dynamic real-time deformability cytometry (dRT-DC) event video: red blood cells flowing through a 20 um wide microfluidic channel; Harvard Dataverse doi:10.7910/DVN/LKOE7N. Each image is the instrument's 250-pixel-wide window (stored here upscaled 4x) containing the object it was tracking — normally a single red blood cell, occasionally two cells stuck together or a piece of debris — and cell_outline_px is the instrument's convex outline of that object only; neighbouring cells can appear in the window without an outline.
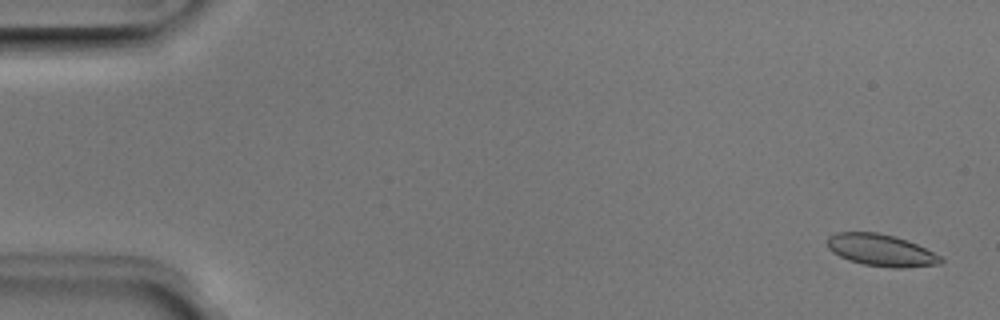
{"species": "Egyptian fruit bat (a non-hibernating species)", "species_latin": "Rousettus aegyptiacus", "temperature_condition": "room temperature", "stored_images_in_passage": 15, "camera_frame_rate_fps": 3000, "um_per_image_px": 0.085, "animal": {"sex": "male"}, "frame": {"image": 1, "passage_image": 2, "time_ms": 0.333, "image_size_px": [1000, 320], "cell_outline_px": [[944, 260], [940, 264], [904, 268], [892, 268], [864, 264], [848, 260], [832, 252], [828, 248], [828, 236], [836, 232], [876, 232], [896, 236], [908, 240], [940, 256]], "centroid_in_image_um": [74.88, 21.26], "position_along_channel_um": 10.1, "area_um2": 21.1}}